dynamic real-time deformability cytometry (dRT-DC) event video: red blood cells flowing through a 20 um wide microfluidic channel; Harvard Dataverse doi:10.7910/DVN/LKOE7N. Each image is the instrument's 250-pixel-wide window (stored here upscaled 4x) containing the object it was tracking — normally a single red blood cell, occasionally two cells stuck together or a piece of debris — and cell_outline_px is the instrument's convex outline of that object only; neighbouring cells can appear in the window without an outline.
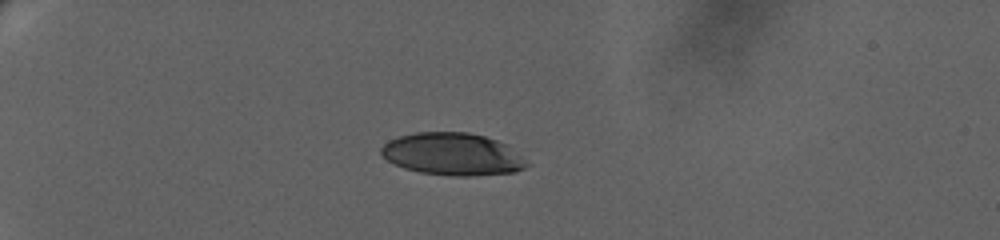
{"species": "human", "species_latin": "Homo sapiens", "temperature_condition": "warm", "stored_images_in_passage": 16, "camera_frame_rate_fps": 3000, "um_per_image_px": 0.085, "donor": {"sex": "female"}, "frame": {"image": 1, "passage_image": 10, "time_ms": 6.0, "image_size_px": [1000, 240], "cell_outline_px": [[532, 164], [516, 172], [472, 176], [452, 176], [420, 172], [404, 168], [388, 160], [380, 152], [380, 148], [388, 140], [400, 136], [416, 132], [468, 132], [484, 136], [508, 144]], "centroid_in_image_um": [38.52, 13.1], "position_along_channel_um": 46.5, "area_um2": 36.18}}